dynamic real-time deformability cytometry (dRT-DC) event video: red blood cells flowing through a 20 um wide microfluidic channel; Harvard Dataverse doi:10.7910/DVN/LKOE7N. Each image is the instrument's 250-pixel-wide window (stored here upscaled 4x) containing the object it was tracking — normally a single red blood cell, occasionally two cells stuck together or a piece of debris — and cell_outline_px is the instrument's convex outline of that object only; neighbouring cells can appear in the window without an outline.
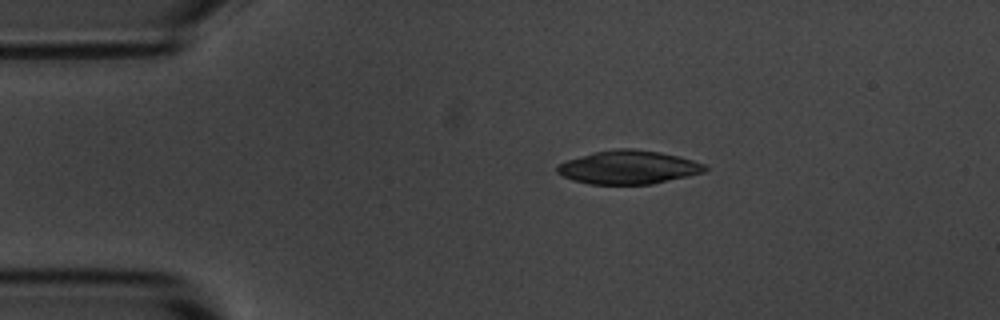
{"species": "common noctule bat (a hibernating species)", "species_latin": "Nyctalus noctula", "temperature_condition": "room temperature", "stored_images_in_passage": 9, "camera_frame_rate_fps": 3000, "um_per_image_px": 0.085, "animal": {"sex": "male", "body_mass_g": 20.1, "forearm_length_mm": 53.5}, "frame": {"image": 1, "passage_image": 3, "time_ms": 2.333, "image_size_px": [1000, 320], "cell_outline_px": [[708, 168], [704, 172], [688, 176], [652, 184], [588, 184], [572, 180], [556, 172], [556, 164], [592, 152], [620, 148], [632, 148], [660, 152], [680, 156], [704, 164]], "centroid_in_image_um": [53.4, 14.22], "position_along_channel_um": 31.6, "area_um2": 28.9}}